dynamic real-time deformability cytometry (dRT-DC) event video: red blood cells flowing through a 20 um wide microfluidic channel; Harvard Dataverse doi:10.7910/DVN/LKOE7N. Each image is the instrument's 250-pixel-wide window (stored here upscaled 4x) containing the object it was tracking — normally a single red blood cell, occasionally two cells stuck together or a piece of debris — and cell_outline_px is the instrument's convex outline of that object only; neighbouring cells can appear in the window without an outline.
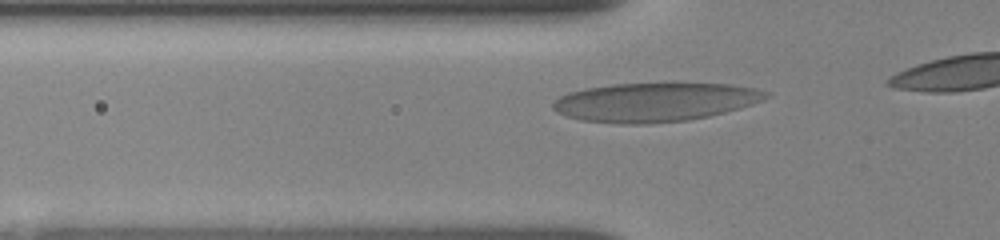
{"species": "human", "species_latin": "Homo sapiens", "temperature_condition": "room temperature", "stored_images_in_passage": 29, "segment_of_instrument_passage": [1, 2], "camera_frame_rate_fps": 3000, "um_per_image_px": 0.085, "donor": {"sex": "female"}, "frame": {"image": 1, "passage_image": 11, "time_ms": 3.0, "image_size_px": [1000, 240], "cell_outline_px": [[772, 96], [764, 100], [740, 108], [708, 116], [688, 120], [648, 124], [620, 124], [580, 120], [556, 112], [552, 108], [552, 104], [560, 96], [568, 92], [588, 88], [612, 84], [672, 80], [676, 80], [732, 84], [756, 88], [772, 92]], "centroid_in_image_um": [55.75, 8.63], "position_along_channel_um": 70.0, "area_um2": 50.05}}
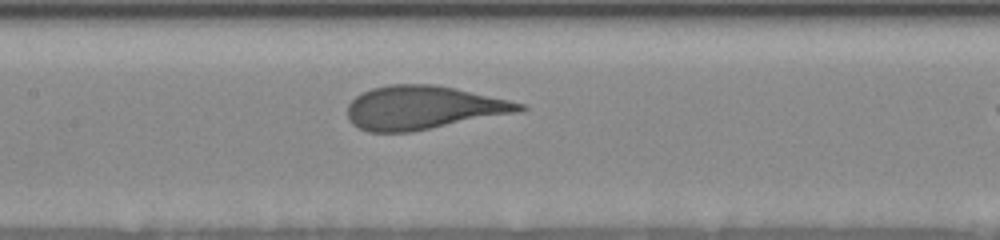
{"frame": {"image": 2, "passage_image": 20, "time_ms": 5.667, "image_size_px": [1000, 240], "cell_outline_px": [[528, 108], [520, 112], [412, 132], [368, 132], [352, 124], [348, 116], [348, 104], [356, 96], [372, 88], [388, 84], [436, 84], [456, 88], [508, 100], [524, 104]], "centroid_in_image_um": [35.98, 9.15], "position_along_channel_um": 171.4, "area_um2": 43.7}}
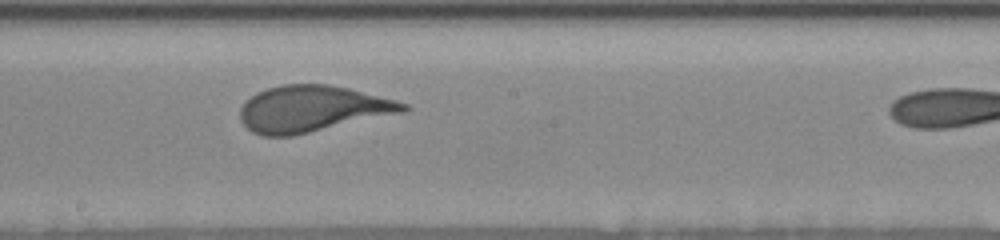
{"frame": {"image": 3, "passage_image": 25, "time_ms": 7.0, "image_size_px": [1000, 240], "cell_outline_px": [[412, 108], [404, 112], [292, 136], [264, 136], [252, 132], [240, 120], [240, 108], [244, 100], [256, 92], [268, 88], [284, 84], [328, 84], [348, 88], [396, 100], [408, 104]], "centroid_in_image_um": [26.52, 9.24], "position_along_channel_um": 221.7, "area_um2": 44.04}}